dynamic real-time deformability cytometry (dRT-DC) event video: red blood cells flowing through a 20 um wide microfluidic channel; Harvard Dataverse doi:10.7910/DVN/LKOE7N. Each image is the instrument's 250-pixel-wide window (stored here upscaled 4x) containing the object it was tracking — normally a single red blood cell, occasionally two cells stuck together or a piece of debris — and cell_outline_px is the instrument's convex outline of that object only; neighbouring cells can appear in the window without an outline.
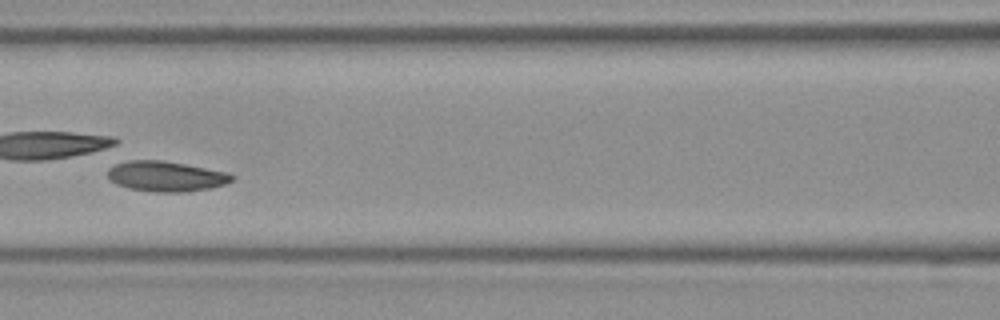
{"species": "Egyptian fruit bat (a non-hibernating species)", "species_latin": "Rousettus aegyptiacus", "temperature_condition": "room temperature", "stored_images_in_passage": 51, "camera_frame_rate_fps": 3000, "um_per_image_px": 0.085, "frame": {"image": 1, "passage_image": 22, "time_ms": 7.0, "image_size_px": [1000, 320], "cell_outline_px": [[236, 176], [232, 180], [224, 184], [212, 188], [188, 192], [156, 192], [128, 188], [116, 184], [108, 176], [108, 168], [116, 164], [128, 160], [164, 160], [228, 172]], "centroid_in_image_um": [14.14, 14.98], "position_along_channel_um": 152.5, "area_um2": 22.02}, "authors_computed_cell_mechanics": {"area_um2": 21.964, "velocity_mm_per_s": 3.8684, "shape_relaxation_time_tau1_ms": null, "shape_relaxation_time_tau2_ms": 1.6405, "deformation_change_tau1": null, "deformation_change_tau2": 0.0759}}